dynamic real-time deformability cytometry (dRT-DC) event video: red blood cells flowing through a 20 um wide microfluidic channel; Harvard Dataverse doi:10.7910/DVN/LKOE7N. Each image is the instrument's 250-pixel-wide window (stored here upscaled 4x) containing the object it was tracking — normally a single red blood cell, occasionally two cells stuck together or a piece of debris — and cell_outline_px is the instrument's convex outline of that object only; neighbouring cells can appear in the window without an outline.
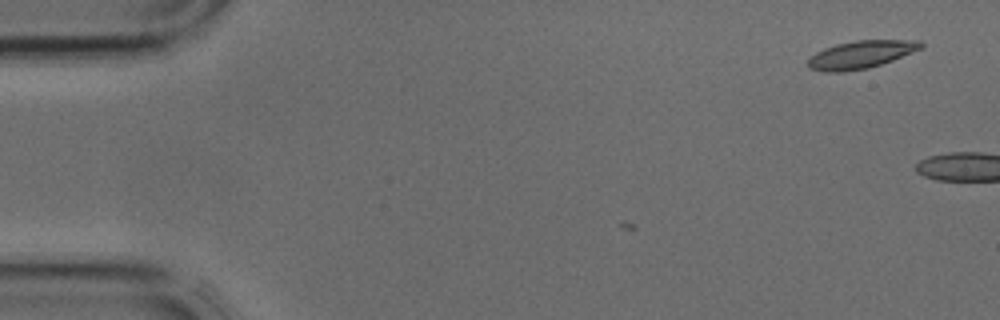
{"species": "common noctule bat (a hibernating species)", "species_latin": "Nyctalus noctula", "temperature_condition": "cold", "stored_images_in_passage": 4, "camera_frame_rate_fps": 3000, "um_per_image_px": 0.085, "animal": {"sex": "male", "body_mass_g": 17.9, "forearm_length_mm": 54.2}, "frame": {"image": 1, "passage_image": 1, "time_ms": 0.0, "image_size_px": [1000, 320], "cell_outline_px": [[924, 48], [892, 60], [868, 68], [840, 72], [824, 72], [808, 68], [808, 60], [816, 52], [824, 48], [836, 44], [856, 40], [920, 40], [924, 44]], "centroid_in_image_um": [73.19, 4.63], "position_along_channel_um": 11.8, "area_um2": 18.26}}